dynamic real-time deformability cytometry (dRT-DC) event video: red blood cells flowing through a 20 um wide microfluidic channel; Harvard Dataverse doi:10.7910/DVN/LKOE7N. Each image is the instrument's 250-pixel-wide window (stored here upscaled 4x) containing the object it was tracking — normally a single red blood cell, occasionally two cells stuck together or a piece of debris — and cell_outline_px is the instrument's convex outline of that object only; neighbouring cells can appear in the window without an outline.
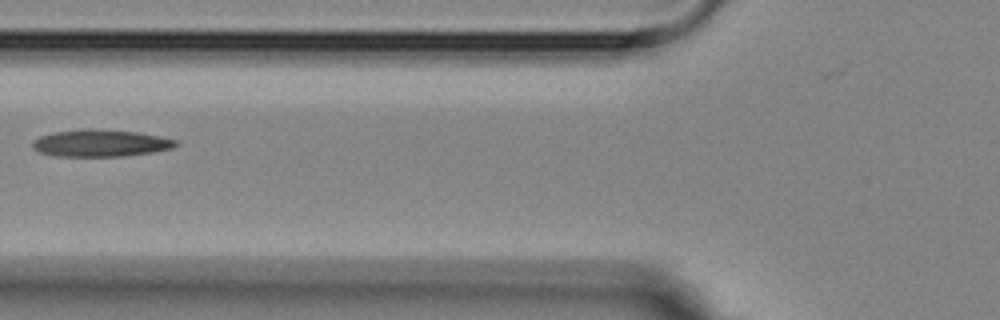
{"species": "Egyptian fruit bat (a non-hibernating species)", "species_latin": "Rousettus aegyptiacus", "temperature_condition": "room temperature", "stored_images_in_passage": 7, "camera_frame_rate_fps": 3000, "um_per_image_px": 0.085, "animal": {"sex": "female"}, "frame": {"image": 1, "passage_image": 6, "time_ms": 6.667, "image_size_px": [1000, 320], "cell_outline_px": [[180, 144], [172, 148], [152, 152], [124, 156], [52, 156], [40, 152], [32, 148], [32, 140], [40, 136], [52, 132], [136, 132], [160, 136], [176, 140]], "centroid_in_image_um": [8.55, 12.22], "position_along_channel_um": 117.2, "area_um2": 21.44}}
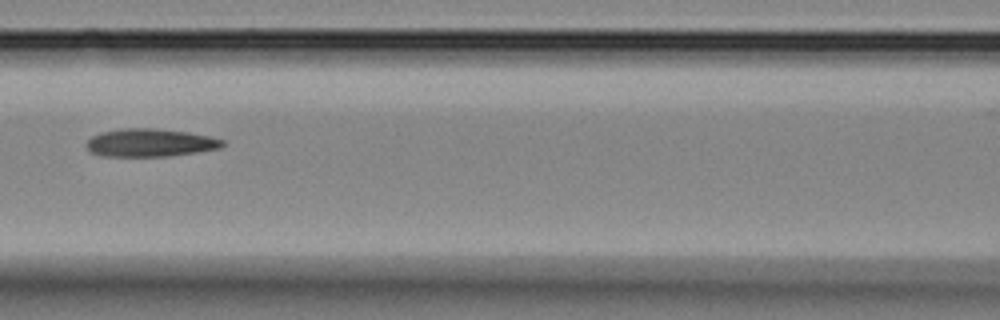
{"frame": {"image": 2, "passage_image": 7, "time_ms": 7.667, "image_size_px": [1000, 320], "cell_outline_px": [[224, 144], [220, 148], [196, 152], [168, 156], [100, 156], [88, 152], [84, 144], [92, 136], [100, 132], [120, 128], [156, 128], [188, 132], [208, 136], [224, 140]], "centroid_in_image_um": [12.69, 12.13], "position_along_channel_um": 153.9, "area_um2": 22.37}}